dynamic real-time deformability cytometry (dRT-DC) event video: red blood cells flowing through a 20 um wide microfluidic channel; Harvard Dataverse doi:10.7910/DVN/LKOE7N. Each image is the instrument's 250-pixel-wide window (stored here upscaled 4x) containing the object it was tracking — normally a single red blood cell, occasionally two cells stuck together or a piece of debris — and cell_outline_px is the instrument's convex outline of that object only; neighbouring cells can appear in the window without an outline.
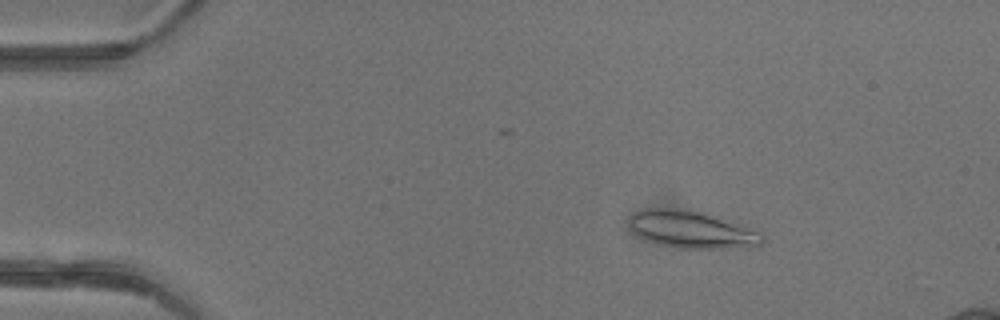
{"species": "common noctule bat (a hibernating species)", "species_latin": "Nyctalus noctula", "temperature_condition": "warm", "stored_images_in_passage": 45, "camera_frame_rate_fps": 3000, "um_per_image_px": 0.085, "animal": {"sex": "female"}, "frame": {"image": 1, "passage_image": 8, "time_ms": 2.333, "image_size_px": [1000, 320], "cell_outline_px": [[764, 244], [752, 248], [680, 248], [648, 240], [640, 236], [628, 224], [628, 220], [632, 212], [644, 208], [688, 208], [704, 212], [744, 224], [760, 232], [764, 236]], "centroid_in_image_um": [58.88, 19.48], "position_along_channel_um": 26.1, "area_um2": 29.48}}
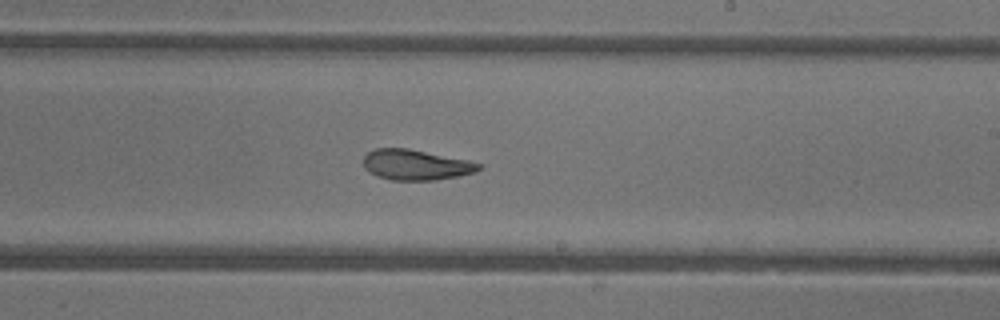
{"frame": {"image": 2, "passage_image": 29, "time_ms": 9.333, "image_size_px": [1000, 320], "cell_outline_px": [[484, 168], [476, 172], [436, 180], [392, 180], [376, 176], [368, 172], [364, 168], [364, 156], [368, 152], [376, 148], [408, 148], [468, 160], [480, 164]], "centroid_in_image_um": [35.34, 14.01], "position_along_channel_um": 253.7, "area_um2": 20.52}}
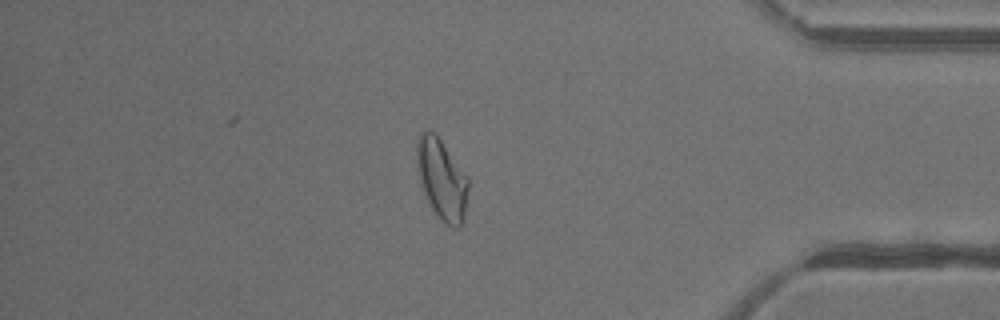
{"frame": {"image": 3, "passage_image": 41, "time_ms": 13.333, "image_size_px": [1000, 320], "cell_outline_px": [[468, 188], [464, 224], [460, 228], [452, 228], [440, 220], [436, 216], [424, 192], [420, 180], [416, 164], [416, 140], [420, 132], [424, 128], [428, 128], [440, 140], [468, 176]], "centroid_in_image_um": [37.55, 15.26], "position_along_channel_um": 397.6, "area_um2": 24.45}}